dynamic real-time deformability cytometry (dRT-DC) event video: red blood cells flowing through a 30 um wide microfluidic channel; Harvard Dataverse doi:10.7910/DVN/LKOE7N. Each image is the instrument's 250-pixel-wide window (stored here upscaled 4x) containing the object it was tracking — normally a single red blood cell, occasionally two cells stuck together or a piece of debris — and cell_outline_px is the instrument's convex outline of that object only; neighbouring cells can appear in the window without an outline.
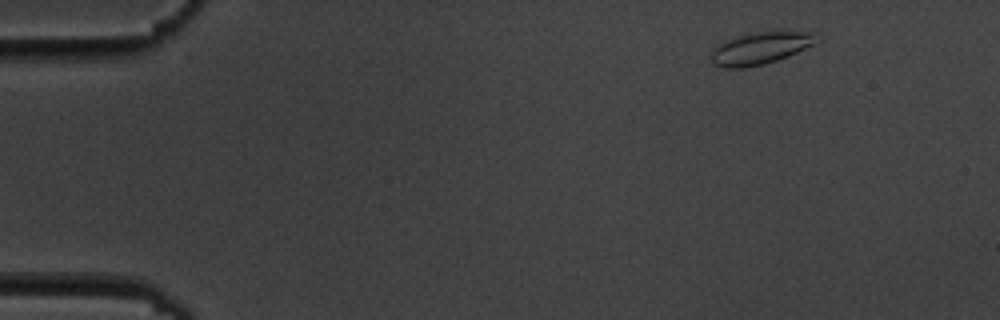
{"species": "common noctule bat (a hibernating species)", "species_latin": "Nyctalus noctula", "temperature_condition": "cold", "stored_images_in_passage": 4, "camera_frame_rate_fps": 3000, "um_per_image_px": 0.085, "animal": {"sex": "male", "body_mass_g": 19.5, "forearm_length_mm": 54.6}, "frame": {"image": 1, "passage_image": 1, "time_ms": 0.0, "image_size_px": [1000, 320], "cell_outline_px": [[816, 44], [788, 56], [764, 64], [744, 68], [724, 68], [712, 64], [712, 48], [728, 40], [740, 36], [760, 32], [816, 32]], "centroid_in_image_um": [64.63, 4.12], "position_along_channel_um": 20.4, "area_um2": 19.36}}
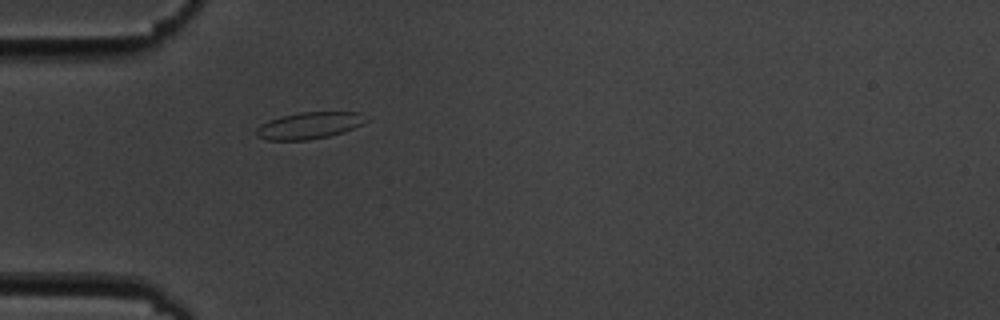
{"frame": {"image": 2, "passage_image": 4, "time_ms": 3.667, "image_size_px": [1000, 320], "cell_outline_px": [[368, 120], [364, 124], [344, 132], [328, 136], [308, 140], [268, 140], [256, 136], [256, 128], [260, 124], [268, 120], [280, 116], [300, 112], [360, 112]], "centroid_in_image_um": [26.28, 10.66], "position_along_channel_um": 58.7, "area_um2": 17.22}}